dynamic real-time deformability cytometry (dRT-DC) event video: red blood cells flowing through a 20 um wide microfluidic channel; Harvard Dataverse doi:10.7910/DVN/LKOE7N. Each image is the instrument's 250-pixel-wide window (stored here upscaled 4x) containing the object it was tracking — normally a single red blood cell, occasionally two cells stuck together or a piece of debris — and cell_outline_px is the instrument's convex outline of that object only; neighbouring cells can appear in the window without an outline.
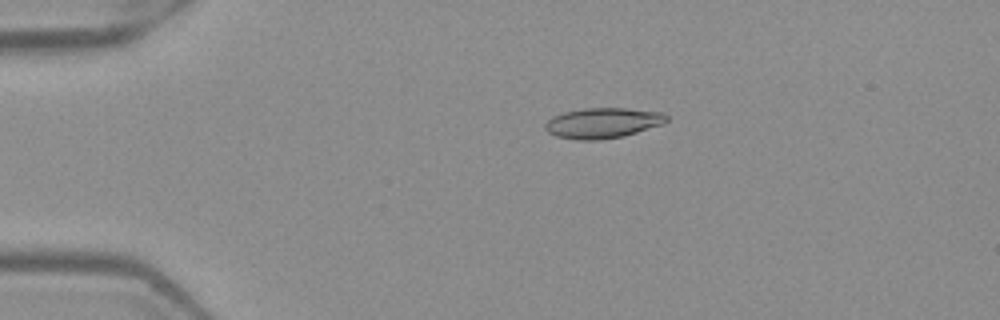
{"species": "Egyptian fruit bat (a non-hibernating species)", "species_latin": "Rousettus aegyptiacus", "temperature_condition": "warm", "stored_images_in_passage": 41, "camera_frame_rate_fps": 3000, "um_per_image_px": 0.085, "frame": {"image": 1, "passage_image": 1, "time_ms": 0.0, "image_size_px": [1000, 320], "cell_outline_px": [[668, 120], [664, 124], [624, 136], [600, 140], [576, 140], [556, 136], [548, 132], [544, 128], [544, 124], [552, 116], [564, 112], [584, 108], [624, 108], [664, 112], [668, 116]], "centroid_in_image_um": [51.25, 10.45], "position_along_channel_um": 33.8, "area_um2": 21.73}}
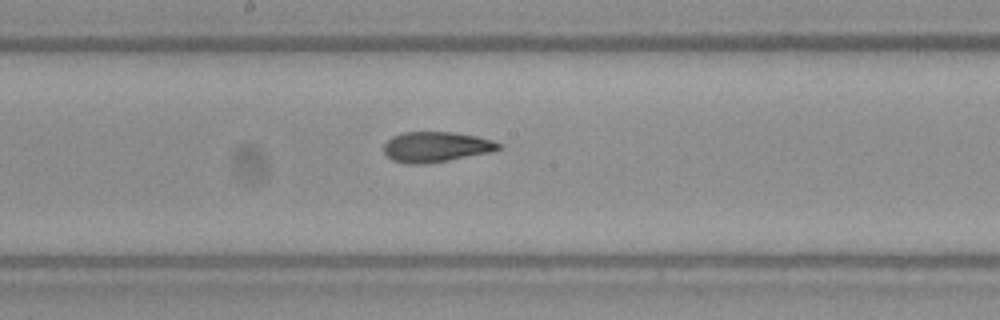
{"frame": {"image": 2, "passage_image": 18, "time_ms": 5.667, "image_size_px": [1000, 320], "cell_outline_px": [[504, 144], [500, 148], [492, 152], [428, 164], [404, 164], [392, 160], [384, 152], [384, 144], [392, 136], [400, 132], [452, 132], [476, 136], [492, 140]], "centroid_in_image_um": [37.06, 12.49], "position_along_channel_um": 211.1, "area_um2": 20.52}}
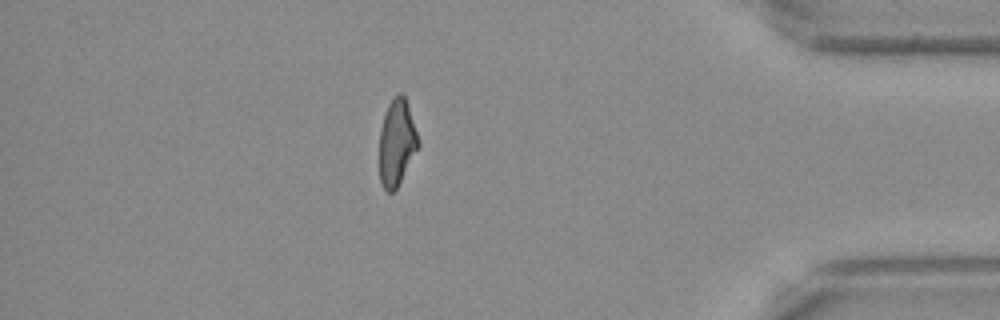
{"frame": {"image": 3, "passage_image": 35, "time_ms": 11.333, "image_size_px": [1000, 320], "cell_outline_px": [[420, 144], [396, 188], [392, 192], [388, 192], [380, 184], [380, 128], [388, 104], [400, 92], [404, 96], [408, 104], [420, 140]], "centroid_in_image_um": [33.73, 12.11], "position_along_channel_um": 401.5, "area_um2": 19.31}, "authors_computed_cell_mechanics": {"area_um2": 20.519, "velocity_mm_per_s": 4.0039, "shape_relaxation_time_tau1_ms": 10.5119, "shape_relaxation_time_tau2_ms": 1.9963, "deformation_change_tau1": 0.2667, "deformation_change_tau2": 0.0853}}